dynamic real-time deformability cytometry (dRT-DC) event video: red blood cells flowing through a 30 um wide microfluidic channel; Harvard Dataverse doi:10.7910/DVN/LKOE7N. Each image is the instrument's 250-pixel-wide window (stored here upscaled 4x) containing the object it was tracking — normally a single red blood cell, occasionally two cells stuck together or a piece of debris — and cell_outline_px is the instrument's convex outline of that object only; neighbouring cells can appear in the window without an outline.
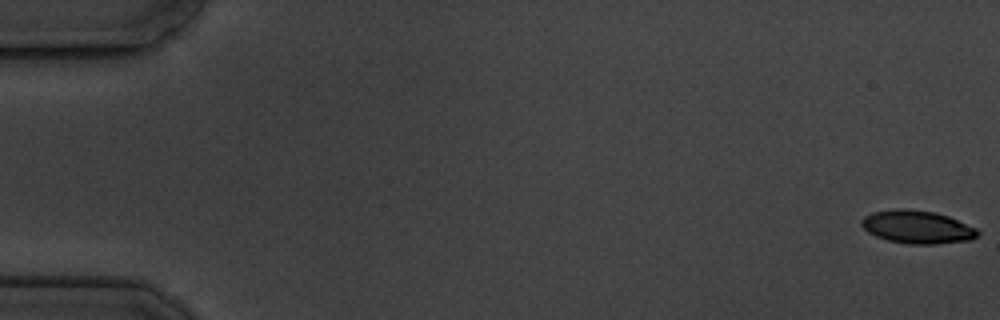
{"species": "common noctule bat (a hibernating species)", "species_latin": "Nyctalus noctula", "temperature_condition": "cold", "stored_images_in_passage": 5, "camera_frame_rate_fps": 3000, "um_per_image_px": 0.085, "animal": {"sex": "male", "body_mass_g": 19.5, "forearm_length_mm": 54.6}, "frame": {"image": 1, "passage_image": 1, "time_ms": 0.0, "image_size_px": [1000, 320], "cell_outline_px": [[980, 232], [972, 240], [936, 244], [908, 244], [888, 240], [876, 236], [868, 232], [860, 224], [860, 220], [864, 216], [872, 212], [896, 208], [908, 208], [936, 212], [948, 216], [976, 228]], "centroid_in_image_um": [77.95, 19.28], "position_along_channel_um": 7.1, "area_um2": 22.54}}